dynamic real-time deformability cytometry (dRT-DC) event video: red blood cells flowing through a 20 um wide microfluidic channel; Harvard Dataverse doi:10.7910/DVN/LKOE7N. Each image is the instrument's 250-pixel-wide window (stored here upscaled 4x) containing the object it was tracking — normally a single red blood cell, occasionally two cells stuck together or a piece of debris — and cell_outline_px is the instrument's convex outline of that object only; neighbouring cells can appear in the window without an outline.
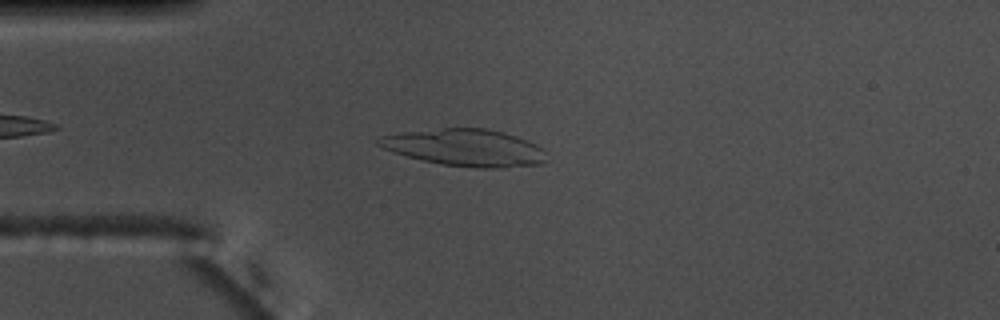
{"species": "common noctule bat (a hibernating species)", "species_latin": "Nyctalus noctula", "temperature_condition": "warm", "stored_images_in_passage": 42, "camera_frame_rate_fps": 3000, "um_per_image_px": 0.085, "animal": {"sex": "male", "body_mass_g": 17.5, "forearm_length_mm": 52.3}, "frame": {"image": 1, "passage_image": 7, "time_ms": 2.0, "image_size_px": [1000, 320], "cell_outline_px": [[544, 164], [504, 168], [476, 168], [444, 164], [424, 160], [392, 152], [376, 144], [376, 140], [380, 136], [400, 132], [444, 128], [488, 128], [504, 132], [516, 136], [536, 144], [544, 148]], "centroid_in_image_um": [39.55, 12.54], "position_along_channel_um": 45.5, "area_um2": 36.24}}
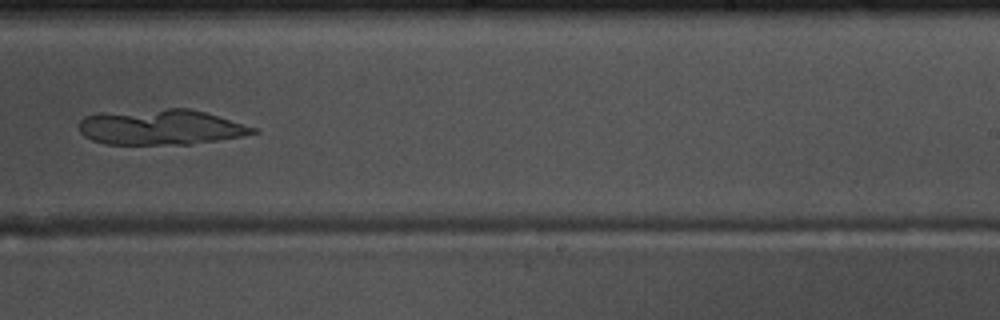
{"frame": {"image": 2, "passage_image": 27, "time_ms": 8.667, "image_size_px": [1000, 320], "cell_outline_px": [[260, 132], [244, 136], [192, 144], [104, 144], [92, 140], [84, 136], [80, 132], [80, 120], [84, 116], [168, 108], [188, 108], [204, 112], [260, 128]], "centroid_in_image_um": [13.77, 10.83], "position_along_channel_um": 275.2, "area_um2": 35.55}}